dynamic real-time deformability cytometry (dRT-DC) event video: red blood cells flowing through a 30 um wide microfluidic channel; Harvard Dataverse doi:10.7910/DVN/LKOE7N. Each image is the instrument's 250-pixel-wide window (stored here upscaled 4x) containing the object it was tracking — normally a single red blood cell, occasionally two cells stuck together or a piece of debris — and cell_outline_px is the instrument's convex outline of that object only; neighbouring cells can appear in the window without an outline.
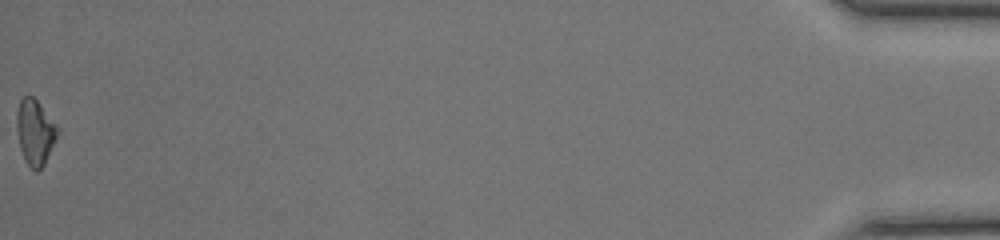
{"species": "common noctule bat (a hibernating species)", "species_latin": "Nyctalus noctula", "temperature_condition": "room temperature", "stored_images_in_passage": 42, "camera_frame_rate_fps": 3000, "um_per_image_px": 0.085, "animal": {"sex": "female", "body_mass_g": 17.0, "forearm_length_mm": 48.0}, "frame": {"image": 1, "passage_image": 42, "time_ms": 13.667, "image_size_px": [1000, 240], "cell_outline_px": [[60, 132], [44, 164], [36, 172], [24, 160], [20, 148], [16, 128], [16, 112], [20, 100], [24, 96], [32, 96], [36, 100], [60, 128]], "centroid_in_image_um": [2.99, 11.23], "position_along_channel_um": 432.2, "area_um2": 15.61}, "authors_computed_cell_mechanics": {"area_um2": 16.184, "velocity_mm_per_s": 4.1703, "shape_relaxation_time_tau1_ms": 4.2662, "shape_relaxation_time_tau2_ms": 8.435, "deformation_change_tau1": 0.2056, "deformation_change_tau2": 0.2084}}